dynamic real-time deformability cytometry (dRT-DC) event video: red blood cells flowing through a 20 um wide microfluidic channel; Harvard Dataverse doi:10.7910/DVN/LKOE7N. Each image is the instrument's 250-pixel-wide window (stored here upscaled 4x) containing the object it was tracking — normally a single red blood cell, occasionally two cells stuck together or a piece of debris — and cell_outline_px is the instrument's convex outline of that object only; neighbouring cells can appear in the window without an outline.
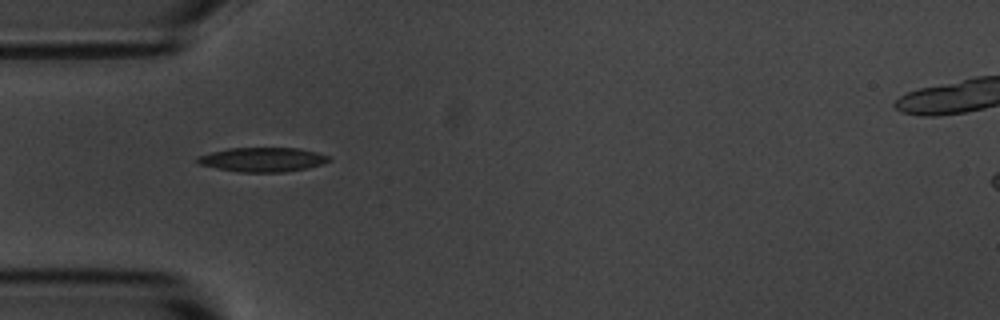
{"species": "common noctule bat (a hibernating species)", "species_latin": "Nyctalus noctula", "temperature_condition": "room temperature", "stored_images_in_passage": 5, "camera_frame_rate_fps": 3000, "um_per_image_px": 0.085, "animal": {"sex": "male", "body_mass_g": 20.1, "forearm_length_mm": 53.5}, "frame": {"image": 1, "passage_image": 2, "time_ms": 1.0, "image_size_px": [1000, 320], "cell_outline_px": [[332, 160], [324, 164], [308, 168], [284, 172], [240, 172], [200, 164], [196, 160], [196, 156], [228, 148], [300, 148], [332, 156]], "centroid_in_image_um": [22.4, 13.56], "position_along_channel_um": 62.6, "area_um2": 18.67}}
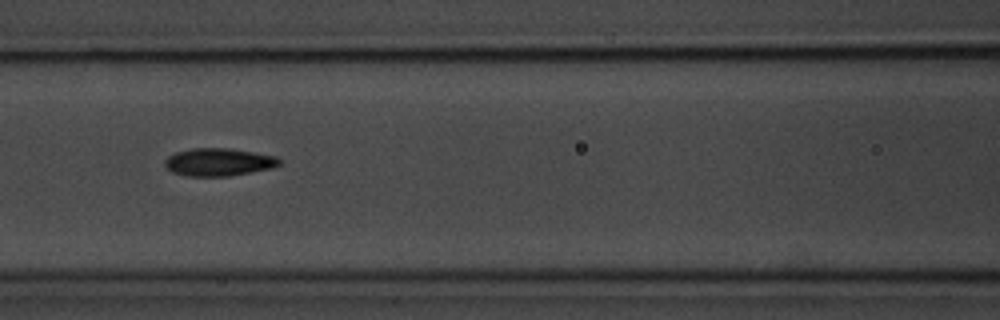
{"frame": {"image": 2, "passage_image": 4, "time_ms": 3.333, "image_size_px": [1000, 320], "cell_outline_px": [[280, 164], [272, 168], [228, 176], [188, 176], [172, 172], [164, 164], [164, 160], [168, 156], [176, 152], [192, 148], [228, 148], [276, 156], [280, 160]], "centroid_in_image_um": [18.56, 13.77], "position_along_channel_um": 148.0, "area_um2": 18.38}}
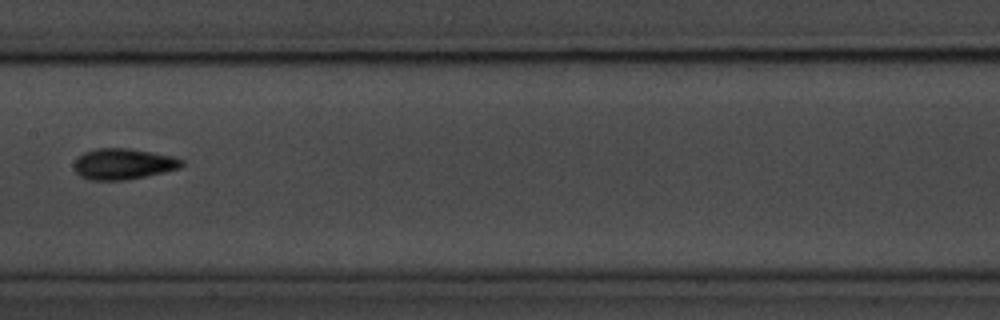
{"frame": {"image": 3, "passage_image": 5, "time_ms": 4.667, "image_size_px": [1000, 320], "cell_outline_px": [[184, 164], [180, 168], [164, 172], [124, 180], [88, 180], [80, 176], [72, 168], [72, 164], [84, 152], [96, 148], [128, 148], [172, 156], [184, 160]], "centroid_in_image_um": [10.44, 13.94], "position_along_channel_um": 197.0, "area_um2": 19.42}}